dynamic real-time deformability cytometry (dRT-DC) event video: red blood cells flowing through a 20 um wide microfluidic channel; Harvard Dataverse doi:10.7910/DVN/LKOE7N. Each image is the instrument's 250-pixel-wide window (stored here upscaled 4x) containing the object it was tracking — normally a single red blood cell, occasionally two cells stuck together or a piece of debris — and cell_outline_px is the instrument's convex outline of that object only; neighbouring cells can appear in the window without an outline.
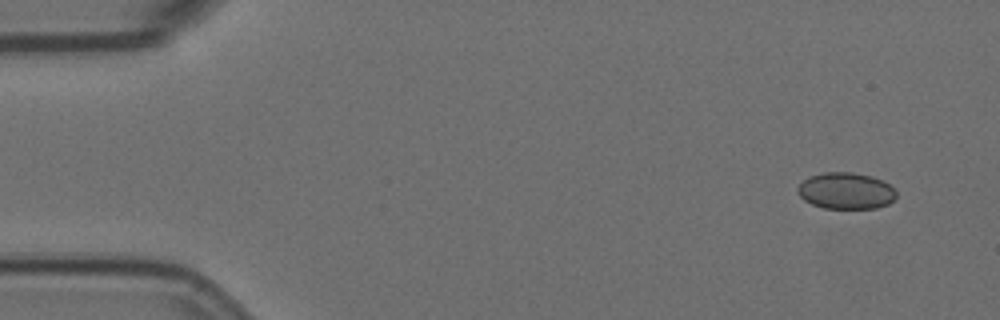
{"species": "Egyptian fruit bat (a non-hibernating species)", "species_latin": "Rousettus aegyptiacus", "temperature_condition": "room temperature", "stored_images_in_passage": 4, "camera_frame_rate_fps": 3000, "um_per_image_px": 0.085, "animal": {"sex": "female"}, "frame": {"image": 1, "passage_image": 1, "time_ms": 0.0, "image_size_px": [1000, 320], "cell_outline_px": [[896, 196], [888, 204], [876, 208], [824, 208], [812, 204], [804, 200], [796, 192], [796, 188], [808, 176], [824, 172], [852, 172], [872, 176], [896, 188]], "centroid_in_image_um": [71.88, 16.21], "position_along_channel_um": 13.1, "area_um2": 21.04}}
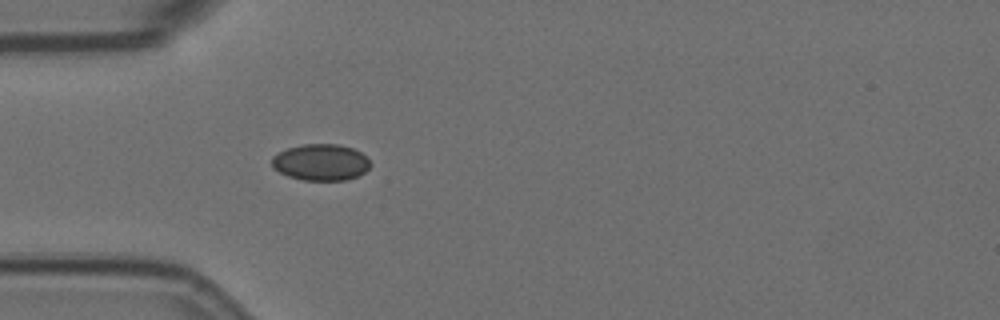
{"frame": {"image": 2, "passage_image": 4, "time_ms": 1.0, "image_size_px": [1000, 320], "cell_outline_px": [[372, 164], [364, 172], [348, 180], [304, 180], [288, 176], [272, 168], [272, 156], [288, 148], [304, 144], [340, 144], [352, 148], [360, 152]], "centroid_in_image_um": [27.26, 13.79], "position_along_channel_um": 57.7, "area_um2": 20.81}}